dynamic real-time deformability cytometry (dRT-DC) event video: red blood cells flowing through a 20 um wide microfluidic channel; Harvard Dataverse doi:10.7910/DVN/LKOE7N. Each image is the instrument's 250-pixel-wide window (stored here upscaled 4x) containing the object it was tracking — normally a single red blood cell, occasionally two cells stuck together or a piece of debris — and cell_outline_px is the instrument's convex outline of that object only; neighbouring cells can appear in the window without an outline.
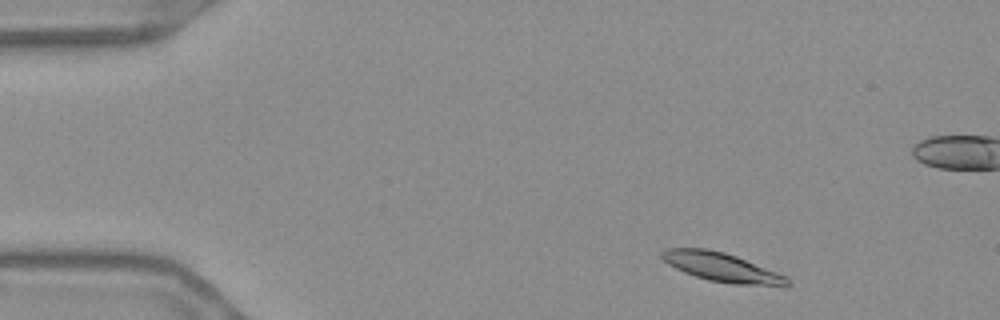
{"species": "Egyptian fruit bat (a non-hibernating species)", "species_latin": "Rousettus aegyptiacus", "temperature_condition": "warm", "stored_images_in_passage": 53, "camera_frame_rate_fps": 3000, "um_per_image_px": 0.085, "frame": {"image": 1, "passage_image": 4, "time_ms": 1.0, "image_size_px": [1000, 320], "cell_outline_px": [[792, 284], [788, 288], [784, 288], [732, 284], [708, 280], [684, 272], [668, 264], [660, 256], [660, 252], [664, 248], [704, 248], [724, 252], [736, 256], [788, 276], [792, 280]], "centroid_in_image_um": [61.48, 22.76], "position_along_channel_um": 23.5, "area_um2": 21.79}}
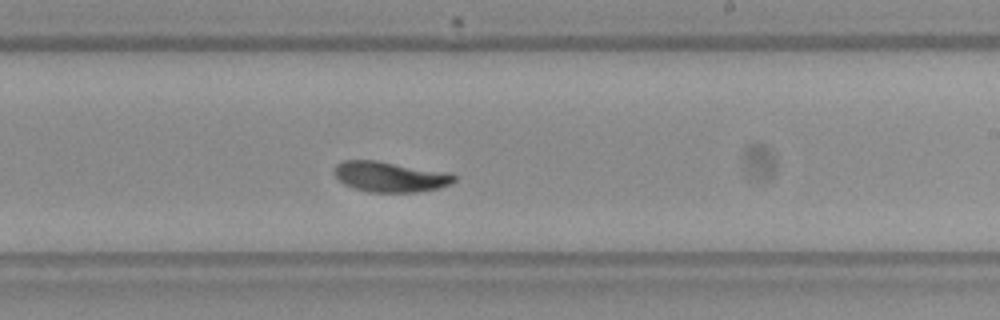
{"frame": {"image": 2, "passage_image": 30, "time_ms": 9.667, "image_size_px": [1000, 320], "cell_outline_px": [[456, 180], [440, 188], [416, 192], [368, 192], [352, 188], [344, 184], [332, 172], [336, 164], [344, 160], [376, 160], [452, 172], [456, 176]], "centroid_in_image_um": [33.17, 15.01], "position_along_channel_um": 255.8, "area_um2": 21.56}}
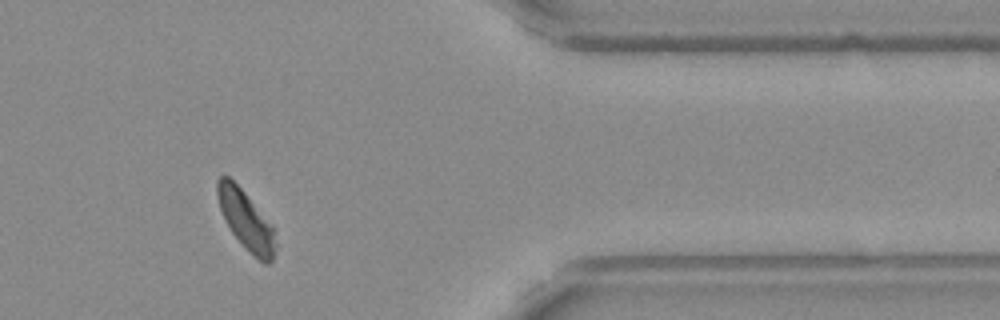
{"frame": {"image": 3, "passage_image": 43, "time_ms": 14.0, "image_size_px": [1000, 320], "cell_outline_px": [[280, 244], [272, 260], [268, 264], [264, 264], [232, 232], [220, 208], [216, 192], [216, 180], [224, 172], [244, 192], [276, 228]], "centroid_in_image_um": [20.99, 18.71], "position_along_channel_um": 390.4, "area_um2": 20.11}, "authors_computed_cell_mechanics": {"area_um2": 21.5016, "velocity_mm_per_s": 3.613, "shape_relaxation_time_tau1_ms": 3.4899, "shape_relaxation_time_tau2_ms": 2.0567, "deformation_change_tau1": 0.1137, "deformation_change_tau2": 0.0606}}